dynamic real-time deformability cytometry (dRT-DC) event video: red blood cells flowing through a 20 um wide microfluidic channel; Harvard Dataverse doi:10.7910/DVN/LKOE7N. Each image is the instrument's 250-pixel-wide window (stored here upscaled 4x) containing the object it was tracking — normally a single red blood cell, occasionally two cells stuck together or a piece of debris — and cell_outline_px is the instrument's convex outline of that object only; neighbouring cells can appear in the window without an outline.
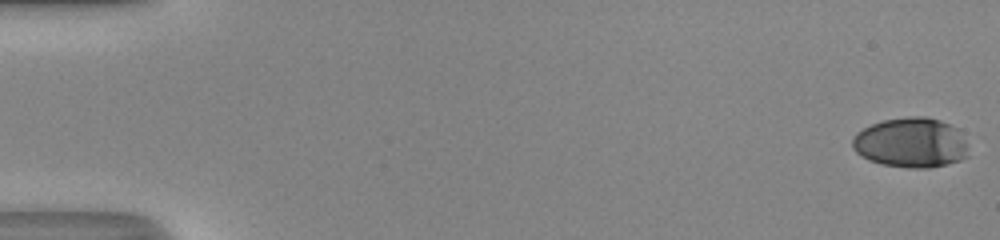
{"species": "human", "species_latin": "Homo sapiens", "temperature_condition": "room temperature", "stored_images_in_passage": 51, "camera_frame_rate_fps": 3000, "um_per_image_px": 0.085, "donor": {"sex": "male"}, "frame": {"image": 1, "passage_image": 1, "time_ms": 0.0, "image_size_px": [1000, 240], "cell_outline_px": [[968, 156], [960, 160], [948, 164], [928, 168], [908, 168], [880, 164], [868, 160], [860, 156], [852, 148], [852, 136], [856, 132], [872, 124], [884, 120], [908, 116], [924, 116], [940, 120], [956, 128], [964, 140]], "centroid_in_image_um": [77.38, 12.14], "position_along_channel_um": 7.6, "area_um2": 33.87}}
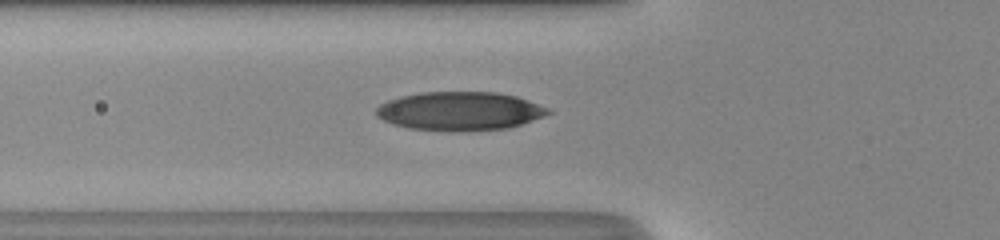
{"frame": {"image": 2, "passage_image": 20, "time_ms": 6.333, "image_size_px": [1000, 240], "cell_outline_px": [[552, 112], [544, 116], [508, 128], [408, 128], [392, 124], [376, 116], [376, 108], [380, 104], [388, 100], [400, 96], [420, 92], [496, 92], [516, 96], [548, 108]], "centroid_in_image_um": [39.05, 9.39], "position_along_channel_um": 86.8, "area_um2": 37.34}}
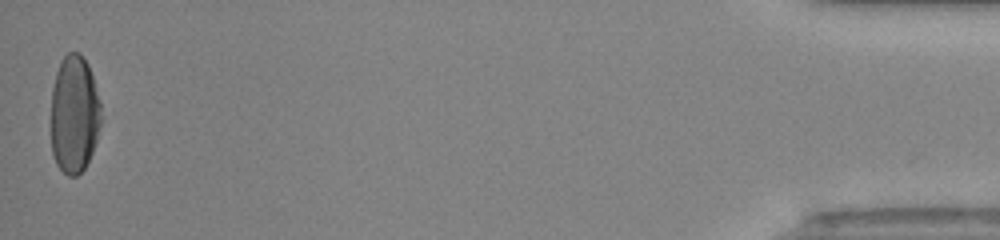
{"frame": {"image": 3, "passage_image": 51, "time_ms": 16.667, "image_size_px": [1000, 240], "cell_outline_px": [[100, 124], [96, 140], [92, 152], [84, 168], [76, 176], [68, 176], [56, 164], [52, 156], [52, 88], [56, 72], [60, 60], [68, 52], [80, 52], [88, 64], [92, 76], [100, 104]], "centroid_in_image_um": [6.3, 9.7], "position_along_channel_um": 428.9, "area_um2": 34.22}, "authors_computed_cell_mechanics": {"area_um2": 36.5874, "velocity_mm_per_s": 4.2082, "shape_relaxation_time_tau1_ms": 4.8713, "shape_relaxation_time_tau2_ms": 0.6681, "deformation_change_tau1": 0.2209, "deformation_change_tau2": 0.056}}